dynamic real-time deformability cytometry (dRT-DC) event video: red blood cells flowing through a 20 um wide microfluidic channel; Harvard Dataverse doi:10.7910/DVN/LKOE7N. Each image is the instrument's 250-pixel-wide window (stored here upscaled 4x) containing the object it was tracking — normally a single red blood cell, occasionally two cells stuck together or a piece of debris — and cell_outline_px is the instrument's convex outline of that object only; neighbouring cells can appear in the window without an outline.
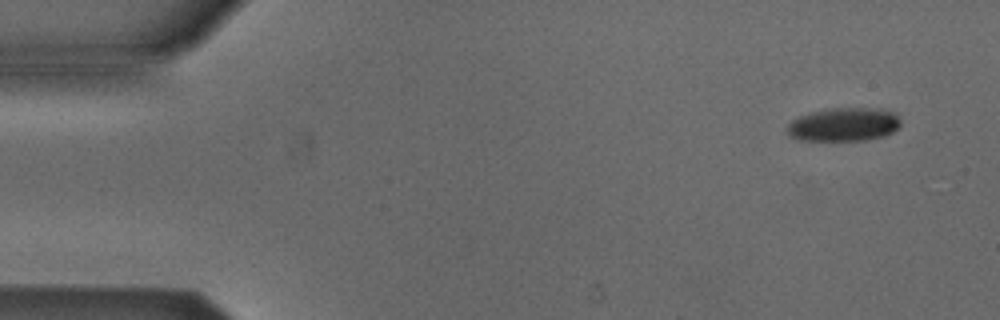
{"species": "Egyptian fruit bat (a non-hibernating species)", "species_latin": "Rousettus aegyptiacus", "temperature_condition": "cold", "stored_images_in_passage": 4, "camera_frame_rate_fps": 3000, "um_per_image_px": 0.085, "animal": {"sex": "male"}, "frame": {"image": 1, "passage_image": 1, "time_ms": 0.0, "image_size_px": [1000, 320], "cell_outline_px": [[900, 124], [892, 132], [884, 136], [864, 140], [796, 140], [788, 136], [784, 132], [784, 128], [792, 120], [808, 112], [828, 108], [880, 108], [896, 112], [900, 120]], "centroid_in_image_um": [71.67, 10.57], "position_along_channel_um": 13.3, "area_um2": 22.6}}